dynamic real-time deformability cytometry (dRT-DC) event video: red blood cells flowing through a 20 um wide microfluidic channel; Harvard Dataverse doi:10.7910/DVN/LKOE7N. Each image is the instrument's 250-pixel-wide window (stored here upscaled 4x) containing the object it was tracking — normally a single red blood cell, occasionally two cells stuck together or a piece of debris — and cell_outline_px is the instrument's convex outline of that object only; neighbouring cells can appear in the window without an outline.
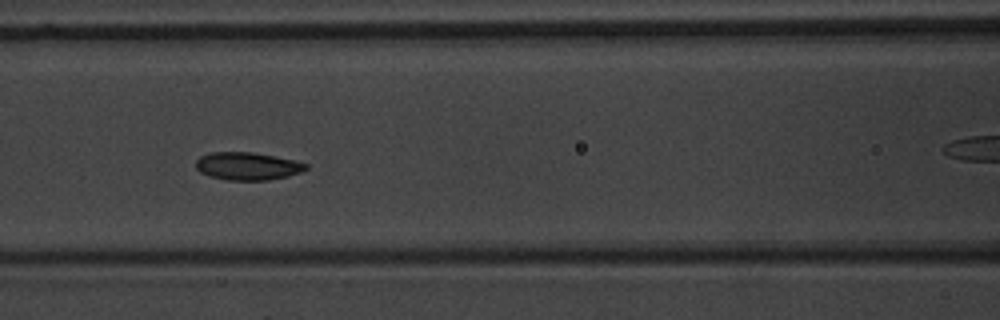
{"species": "common noctule bat (a hibernating species)", "species_latin": "Nyctalus noctula", "temperature_condition": "warm", "stored_images_in_passage": 16, "camera_frame_rate_fps": 3000, "um_per_image_px": 0.085, "animal": {"sex": "male", "body_mass_g": 20.1, "forearm_length_mm": 53.5}, "frame": {"image": 1, "passage_image": 7, "time_ms": 8.0, "image_size_px": [1000, 320], "cell_outline_px": [[308, 168], [300, 172], [288, 176], [268, 180], [224, 180], [208, 176], [200, 172], [196, 168], [196, 160], [200, 156], [212, 152], [252, 152], [296, 160], [308, 164]], "centroid_in_image_um": [21.03, 14.12], "position_along_channel_um": 145.6, "area_um2": 17.92}, "authors_computed_cell_mechanics": {"area_um2": 17.7735, "velocity_mm_per_s": 3.667, "shape_relaxation_time_tau1_ms": 0.9228, "shape_relaxation_time_tau2_ms": null, "deformation_change_tau1": 0.0694, "deformation_change_tau2": null}}